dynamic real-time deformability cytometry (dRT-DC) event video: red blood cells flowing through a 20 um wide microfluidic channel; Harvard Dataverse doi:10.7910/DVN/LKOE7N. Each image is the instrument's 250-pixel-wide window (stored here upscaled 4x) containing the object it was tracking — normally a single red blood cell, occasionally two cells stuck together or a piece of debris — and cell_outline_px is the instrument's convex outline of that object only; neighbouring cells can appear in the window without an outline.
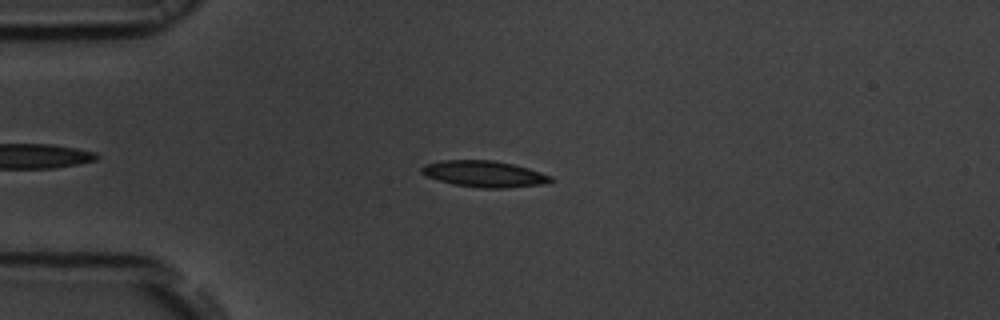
{"species": "common noctule bat (a hibernating species)", "species_latin": "Nyctalus noctula", "temperature_condition": "room temperature", "stored_images_in_passage": 47, "camera_frame_rate_fps": 3000, "um_per_image_px": 0.085, "animal": {"sex": "male", "body_mass_g": 19.5, "forearm_length_mm": 54.6}, "frame": {"image": 1, "passage_image": 11, "time_ms": 3.333, "image_size_px": [1000, 320], "cell_outline_px": [[556, 180], [548, 184], [504, 188], [480, 188], [452, 184], [428, 176], [420, 172], [420, 168], [424, 164], [444, 160], [492, 160], [512, 164], [528, 168], [552, 176]], "centroid_in_image_um": [41.21, 14.79], "position_along_channel_um": 43.8, "area_um2": 19.88}}
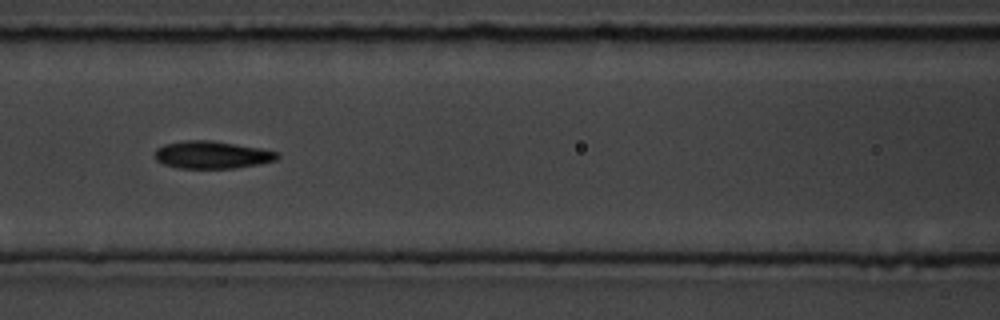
{"frame": {"image": 2, "passage_image": 21, "time_ms": 6.667, "image_size_px": [1000, 320], "cell_outline_px": [[280, 156], [276, 160], [260, 164], [232, 168], [176, 168], [164, 164], [156, 160], [156, 148], [164, 144], [184, 140], [212, 140], [260, 148], [280, 152]], "centroid_in_image_um": [18.03, 13.15], "position_along_channel_um": 148.6, "area_um2": 19.71}}
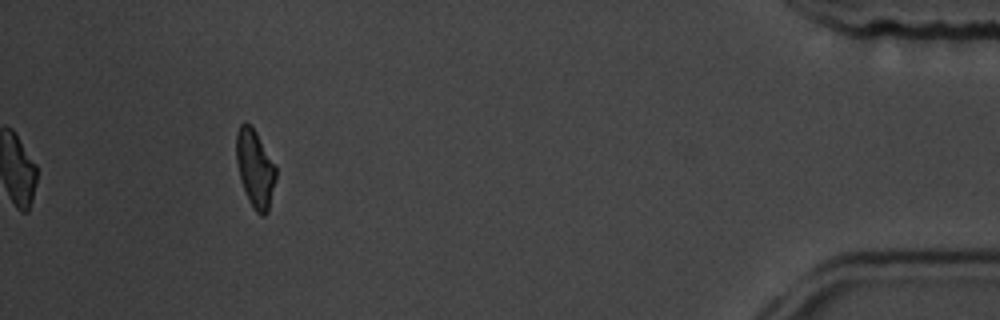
{"frame": {"image": 3, "passage_image": 47, "time_ms": 15.333, "image_size_px": [1000, 320], "cell_outline_px": [[276, 180], [268, 212], [264, 216], [260, 216], [252, 208], [248, 200], [240, 176], [236, 160], [236, 132], [240, 124], [244, 120], [252, 124], [276, 168]], "centroid_in_image_um": [21.68, 14.31], "position_along_channel_um": 413.5, "area_um2": 18.03}, "authors_computed_cell_mechanics": {"area_um2": 18.9006, "velocity_mm_per_s": 3.7969, "shape_relaxation_time_tau1_ms": 3.9402, "shape_relaxation_time_tau2_ms": 5.1495, "deformation_change_tau1": 0.1444, "deformation_change_tau2": 0.1237}}